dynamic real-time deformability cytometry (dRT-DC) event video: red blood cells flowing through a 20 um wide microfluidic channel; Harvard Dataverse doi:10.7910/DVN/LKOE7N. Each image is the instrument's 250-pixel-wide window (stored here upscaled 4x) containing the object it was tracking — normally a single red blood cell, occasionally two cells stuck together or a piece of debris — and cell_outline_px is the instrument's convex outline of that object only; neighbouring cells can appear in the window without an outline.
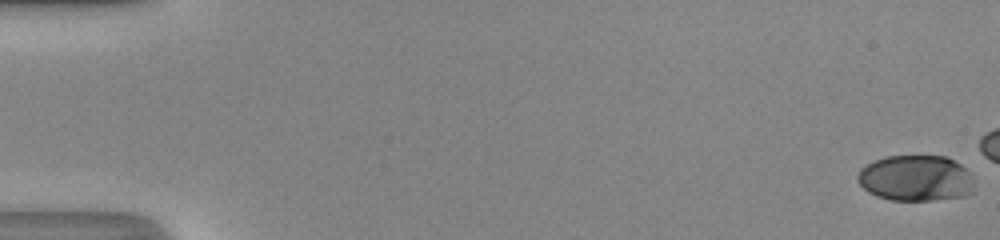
{"species": "human", "species_latin": "Homo sapiens", "temperature_condition": "room temperature", "stored_images_in_passage": 16, "camera_frame_rate_fps": 3000, "um_per_image_px": 0.085, "donor": {"sex": "male"}, "frame": {"image": 1, "passage_image": 1, "time_ms": 0.0, "image_size_px": [1000, 240], "cell_outline_px": [[976, 192], [964, 196], [932, 200], [892, 200], [876, 196], [868, 192], [856, 180], [856, 176], [860, 168], [876, 160], [888, 156], [944, 156], [960, 164], [972, 176]], "centroid_in_image_um": [77.85, 15.16], "position_along_channel_um": 7.1, "area_um2": 31.33}}